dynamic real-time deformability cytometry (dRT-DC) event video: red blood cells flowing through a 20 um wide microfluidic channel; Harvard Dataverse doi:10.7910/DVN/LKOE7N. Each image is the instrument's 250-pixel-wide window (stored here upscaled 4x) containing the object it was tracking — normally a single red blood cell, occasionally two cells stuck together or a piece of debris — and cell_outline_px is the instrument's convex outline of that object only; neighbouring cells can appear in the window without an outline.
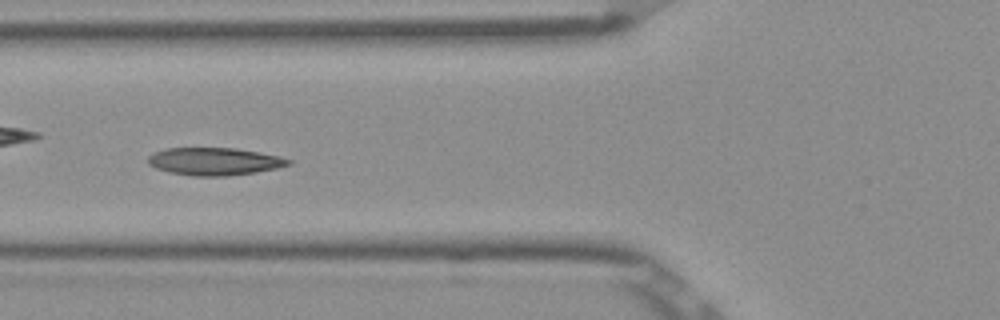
{"species": "Egyptian fruit bat (a non-hibernating species)", "species_latin": "Rousettus aegyptiacus", "temperature_condition": "room temperature", "stored_images_in_passage": 54, "camera_frame_rate_fps": 3000, "um_per_image_px": 0.085, "frame": {"image": 1, "passage_image": 22, "time_ms": 7.0, "image_size_px": [1000, 320], "cell_outline_px": [[292, 164], [276, 168], [256, 172], [228, 176], [192, 176], [172, 172], [156, 168], [148, 164], [148, 156], [152, 152], [168, 148], [236, 148], [280, 156], [292, 160]], "centroid_in_image_um": [18.23, 13.72], "position_along_channel_um": 107.6, "area_um2": 22.6}}
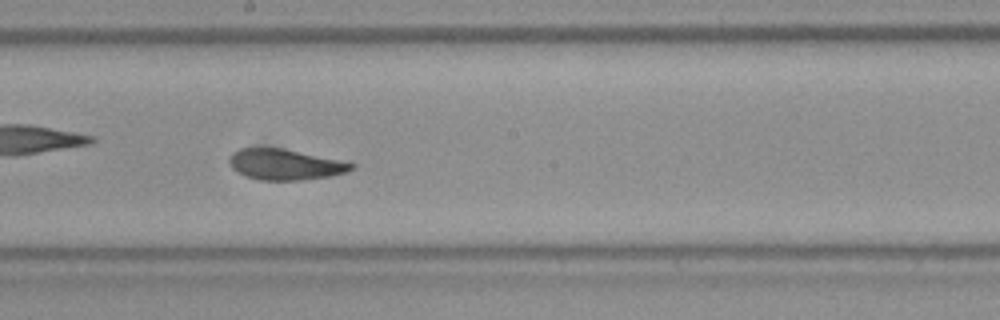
{"frame": {"image": 2, "passage_image": 31, "time_ms": 10.0, "image_size_px": [1000, 320], "cell_outline_px": [[356, 168], [348, 172], [328, 176], [300, 180], [264, 180], [248, 176], [232, 168], [228, 160], [228, 156], [232, 152], [240, 148], [284, 148], [340, 160], [356, 164]], "centroid_in_image_um": [24.26, 13.96], "position_along_channel_um": 223.9, "area_um2": 21.79}}
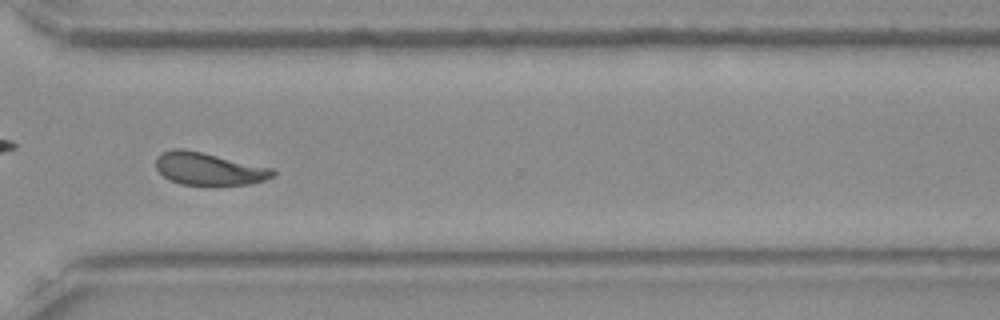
{"frame": {"image": 3, "passage_image": 41, "time_ms": 13.333, "image_size_px": [1000, 320], "cell_outline_px": [[276, 176], [264, 180], [248, 184], [180, 184], [164, 176], [156, 168], [156, 156], [160, 152], [172, 148], [184, 148], [272, 168], [276, 172]], "centroid_in_image_um": [17.72, 14.32], "position_along_channel_um": 352.9, "area_um2": 21.96}, "authors_computed_cell_mechanics": {"area_um2": 22.253, "velocity_mm_per_s": 3.8717, "shape_relaxation_time_tau1_ms": 7.5088, "shape_relaxation_time_tau2_ms": 2.8796, "deformation_change_tau1": 0.1929, "deformation_change_tau2": 0.0814}}